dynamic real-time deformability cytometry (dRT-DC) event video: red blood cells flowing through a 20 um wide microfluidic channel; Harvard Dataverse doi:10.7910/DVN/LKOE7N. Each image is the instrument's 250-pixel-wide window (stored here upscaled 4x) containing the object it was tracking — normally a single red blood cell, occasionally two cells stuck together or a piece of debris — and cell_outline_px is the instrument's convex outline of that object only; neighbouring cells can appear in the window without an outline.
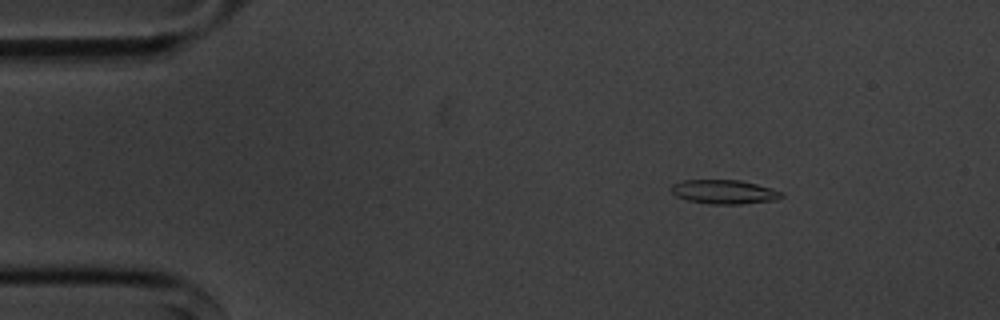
{"species": "common noctule bat (a hibernating species)", "species_latin": "Nyctalus noctula", "temperature_condition": "cold", "stored_images_in_passage": 54, "camera_frame_rate_fps": 3000, "um_per_image_px": 0.085, "animal": {"sex": "male", "body_mass_g": 20.1, "forearm_length_mm": 53.5}, "frame": {"image": 1, "passage_image": 7, "time_ms": 2.0, "image_size_px": [1000, 320], "cell_outline_px": [[784, 196], [776, 200], [740, 204], [712, 204], [688, 200], [676, 196], [672, 192], [672, 184], [684, 180], [740, 180], [756, 184], [784, 192]], "centroid_in_image_um": [61.58, 16.31], "position_along_channel_um": 23.4, "area_um2": 15.37}}
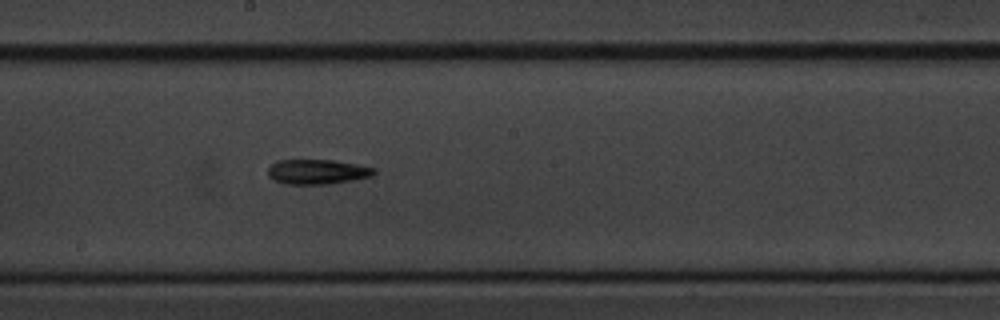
{"frame": {"image": 2, "passage_image": 29, "time_ms": 9.333, "image_size_px": [1000, 320], "cell_outline_px": [[376, 172], [372, 176], [352, 180], [328, 184], [284, 184], [272, 180], [268, 176], [268, 168], [276, 160], [332, 160], [356, 164], [376, 168]], "centroid_in_image_um": [26.94, 14.6], "position_along_channel_um": 221.3, "area_um2": 15.43}}
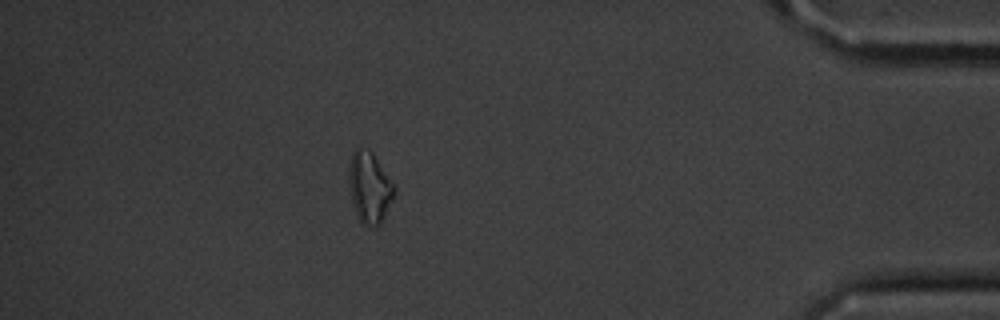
{"frame": {"image": 3, "passage_image": 48, "time_ms": 15.667, "image_size_px": [1000, 320], "cell_outline_px": [[396, 188], [384, 216], [380, 224], [364, 224], [360, 220], [352, 204], [348, 176], [348, 168], [352, 152], [356, 148], [368, 148], [372, 152]], "centroid_in_image_um": [31.37, 15.87], "position_along_channel_um": 403.8, "area_um2": 18.32}, "authors_computed_cell_mechanics": {"area_um2": 15.0858, "velocity_mm_per_s": 3.6018, "shape_relaxation_time_tau1_ms": 7.9178, "shape_relaxation_time_tau2_ms": 7.5397, "deformation_change_tau1": 0.1955, "deformation_change_tau2": 0.215}}